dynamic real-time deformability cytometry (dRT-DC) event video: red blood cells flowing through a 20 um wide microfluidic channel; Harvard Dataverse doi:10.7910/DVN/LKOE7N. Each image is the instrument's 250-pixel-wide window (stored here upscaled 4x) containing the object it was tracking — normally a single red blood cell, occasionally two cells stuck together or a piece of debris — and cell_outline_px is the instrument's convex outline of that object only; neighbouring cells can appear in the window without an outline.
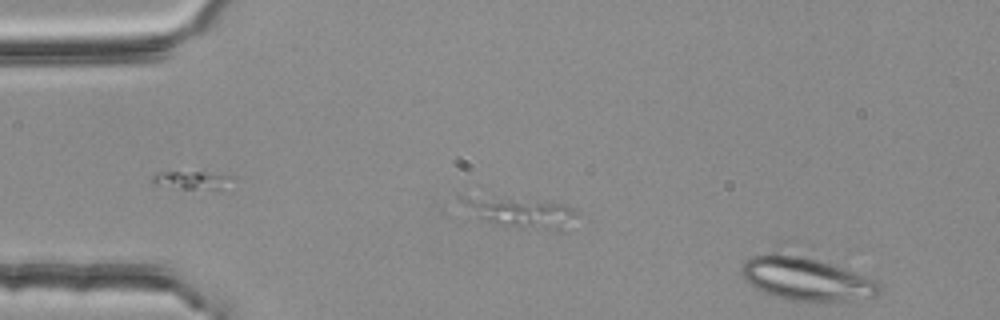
{"species": "common noctule bat (a hibernating species)", "species_latin": "Nyctalus noctula", "temperature_condition": "room temperature", "stored_images_in_passage": 13, "camera_frame_rate_fps": 3000, "um_per_image_px": 0.085, "animal": {"sex": "female", "body_mass_g": 25.1}, "frame": {"image": 1, "passage_image": 1, "time_ms": 0.0, "image_size_px": [1000, 320], "cell_outline_px": [[884, 292], [876, 296], [824, 304], [788, 300], [764, 292], [748, 284], [740, 272], [740, 268], [744, 260], [752, 256], [772, 252], [776, 252], [804, 256], [844, 268], [868, 276], [876, 280], [884, 288]], "centroid_in_image_um": [68.56, 23.73], "position_along_channel_um": 16.4, "area_um2": 35.66}}